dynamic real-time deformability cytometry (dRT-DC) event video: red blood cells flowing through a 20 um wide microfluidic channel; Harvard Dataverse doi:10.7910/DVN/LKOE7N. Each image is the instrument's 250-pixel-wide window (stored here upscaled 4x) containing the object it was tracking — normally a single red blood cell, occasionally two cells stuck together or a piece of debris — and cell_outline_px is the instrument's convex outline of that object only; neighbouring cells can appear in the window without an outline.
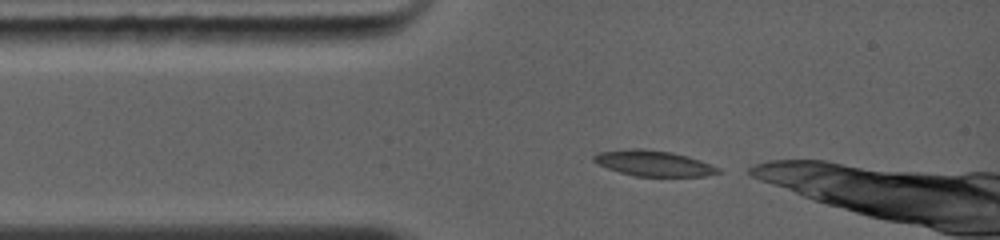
{"species": "common noctule bat (a hibernating species)", "species_latin": "Nyctalus noctula", "temperature_condition": "warm", "stored_images_in_passage": 2, "camera_frame_rate_fps": 5000, "um_per_image_px": 0.085, "animal": {"sex": "female", "body_mass_g": 19.0, "forearm_length_mm": 56.7}, "frame": {"image": 1, "passage_image": 1, "time_ms": 0.0, "image_size_px": [1000, 240], "cell_outline_px": [[724, 172], [704, 176], [636, 176], [620, 172], [596, 164], [592, 160], [592, 156], [596, 152], [632, 148], [644, 148], [672, 152], [688, 156], [700, 160], [720, 168]], "centroid_in_image_um": [55.54, 13.87], "position_along_channel_um": 29.5, "area_um2": 18.79}}